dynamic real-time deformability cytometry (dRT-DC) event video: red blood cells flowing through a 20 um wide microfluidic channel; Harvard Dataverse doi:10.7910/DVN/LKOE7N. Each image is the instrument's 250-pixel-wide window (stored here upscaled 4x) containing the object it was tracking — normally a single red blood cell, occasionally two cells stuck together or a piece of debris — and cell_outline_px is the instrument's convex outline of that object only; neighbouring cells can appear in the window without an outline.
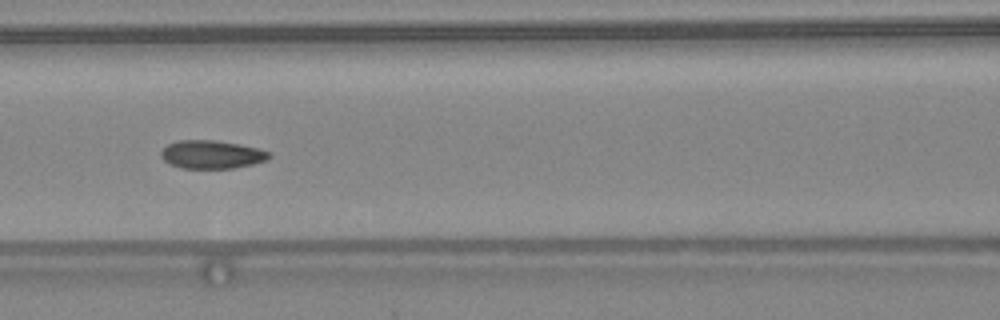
{"species": "common noctule bat (a hibernating species)", "species_latin": "Nyctalus noctula", "temperature_condition": "warm", "stored_images_in_passage": 27, "camera_frame_rate_fps": 3000, "um_per_image_px": 0.085, "animal": {"sex": "female", "body_mass_g": 24.6, "forearm_length_mm": 56.2}, "frame": {"image": 1, "passage_image": 22, "time_ms": 7.0, "image_size_px": [1000, 320], "cell_outline_px": [[272, 156], [268, 160], [252, 164], [232, 168], [180, 168], [164, 160], [160, 156], [160, 152], [168, 144], [180, 140], [216, 140], [240, 144], [256, 148], [268, 152]], "centroid_in_image_um": [17.99, 13.13], "position_along_channel_um": 148.6, "area_um2": 17.69}}